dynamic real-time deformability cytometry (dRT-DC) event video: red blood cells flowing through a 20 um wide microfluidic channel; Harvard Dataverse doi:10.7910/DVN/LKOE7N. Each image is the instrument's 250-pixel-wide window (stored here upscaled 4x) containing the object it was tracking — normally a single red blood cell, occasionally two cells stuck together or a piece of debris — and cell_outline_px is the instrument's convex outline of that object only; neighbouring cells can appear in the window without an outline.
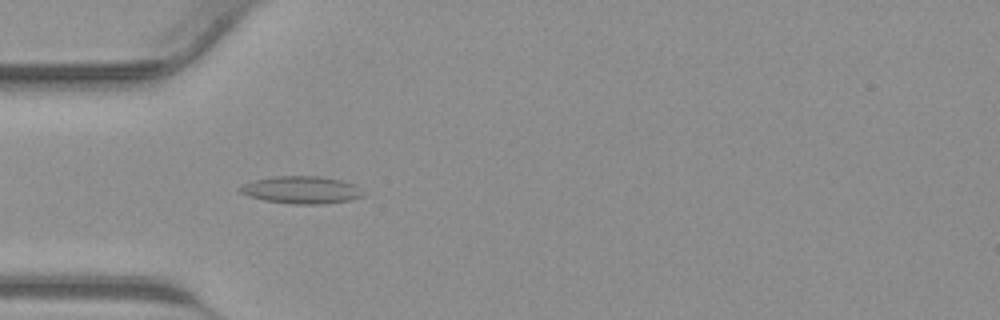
{"species": "common noctule bat (a hibernating species)", "species_latin": "Nyctalus noctula", "temperature_condition": "warm", "stored_images_in_passage": 31, "camera_frame_rate_fps": 3000, "um_per_image_px": 0.085, "animal": {"sex": "male", "body_mass_g": 23.1, "forearm_length_mm": 52.7}, "frame": {"image": 1, "passage_image": 6, "time_ms": 1.667, "image_size_px": [1000, 320], "cell_outline_px": [[364, 196], [348, 200], [320, 204], [292, 204], [264, 200], [248, 196], [240, 192], [236, 188], [244, 184], [256, 180], [276, 176], [320, 176], [340, 180], [356, 184], [360, 188]], "centroid_in_image_um": [25.62, 16.14], "position_along_channel_um": 59.4, "area_um2": 19.59}}
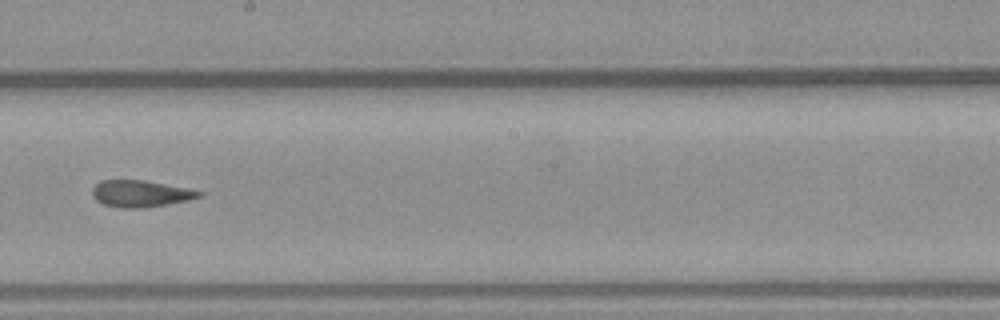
{"frame": {"image": 2, "passage_image": 17, "time_ms": 5.333, "image_size_px": [1000, 320], "cell_outline_px": [[204, 192], [200, 196], [188, 200], [168, 204], [136, 208], [120, 208], [104, 204], [96, 200], [92, 196], [92, 188], [100, 180], [144, 180]], "centroid_in_image_um": [11.89, 16.46], "position_along_channel_um": 236.3, "area_um2": 16.36}}
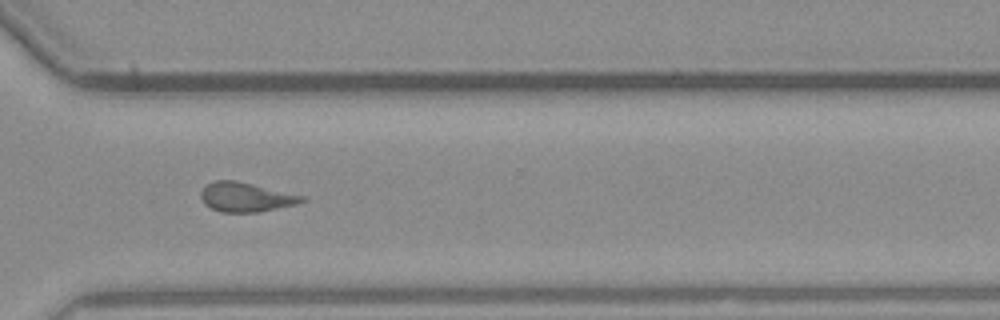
{"frame": {"image": 3, "passage_image": 24, "time_ms": 7.667, "image_size_px": [1000, 320], "cell_outline_px": [[308, 200], [296, 204], [256, 212], [220, 212], [204, 204], [200, 196], [200, 192], [208, 184], [216, 180], [236, 180], [308, 196]], "centroid_in_image_um": [20.94, 16.74], "position_along_channel_um": 349.7, "area_um2": 17.4}}